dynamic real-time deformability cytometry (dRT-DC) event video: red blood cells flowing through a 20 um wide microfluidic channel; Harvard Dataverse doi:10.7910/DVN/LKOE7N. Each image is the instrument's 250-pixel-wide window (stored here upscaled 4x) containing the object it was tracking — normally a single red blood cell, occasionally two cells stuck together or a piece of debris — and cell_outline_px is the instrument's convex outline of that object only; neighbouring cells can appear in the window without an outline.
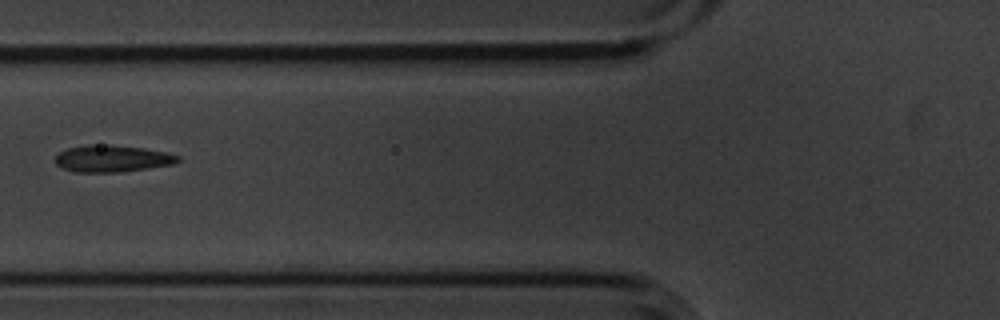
{"species": "common noctule bat (a hibernating species)", "species_latin": "Nyctalus noctula", "temperature_condition": "cold", "stored_images_in_passage": 7, "camera_frame_rate_fps": 3000, "um_per_image_px": 0.085, "animal": {"sex": "male", "body_mass_g": 20.1, "forearm_length_mm": 53.5}, "frame": {"image": 1, "passage_image": 7, "time_ms": 2.0, "image_size_px": [1000, 320], "cell_outline_px": [[180, 160], [172, 164], [148, 168], [116, 172], [76, 172], [64, 168], [56, 164], [56, 156], [60, 152], [68, 148], [88, 144], [112, 144], [144, 148], [168, 152], [180, 156]], "centroid_in_image_um": [9.56, 13.46], "position_along_channel_um": 116.2, "area_um2": 19.19}}